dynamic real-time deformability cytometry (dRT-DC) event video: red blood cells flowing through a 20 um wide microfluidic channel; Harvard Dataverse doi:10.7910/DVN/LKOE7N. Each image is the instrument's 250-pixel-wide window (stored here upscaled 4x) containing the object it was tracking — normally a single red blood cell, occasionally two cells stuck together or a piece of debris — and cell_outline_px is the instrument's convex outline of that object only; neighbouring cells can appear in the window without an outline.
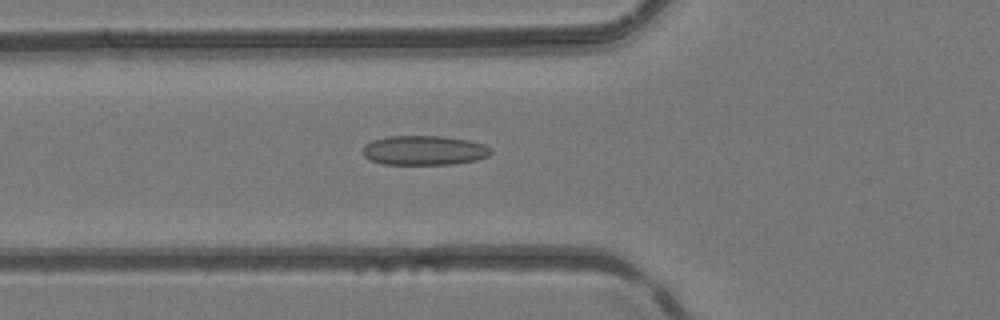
{"species": "common noctule bat (a hibernating species)", "species_latin": "Nyctalus noctula", "temperature_condition": "room temperature", "stored_images_in_passage": 51, "camera_frame_rate_fps": 3000, "um_per_image_px": 0.085, "animal": {"sex": "female", "body_mass_g": 24.6, "forearm_length_mm": 56.2}, "frame": {"image": 1, "passage_image": 19, "time_ms": 6.0, "image_size_px": [1000, 320], "cell_outline_px": [[492, 152], [488, 156], [476, 160], [452, 164], [384, 164], [372, 160], [364, 156], [364, 144], [372, 140], [388, 136], [444, 136], [468, 140], [484, 144], [492, 148]], "centroid_in_image_um": [36.08, 12.77], "position_along_channel_um": 89.7, "area_um2": 22.02}}
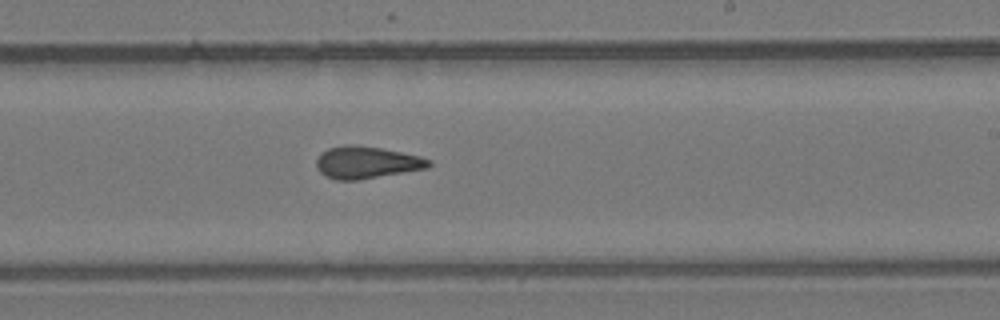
{"frame": {"image": 2, "passage_image": 31, "time_ms": 10.0, "image_size_px": [1000, 320], "cell_outline_px": [[432, 164], [428, 168], [360, 180], [336, 180], [324, 176], [316, 168], [316, 160], [320, 152], [328, 148], [344, 144], [352, 144], [380, 148], [420, 156], [432, 160]], "centroid_in_image_um": [31.13, 13.81], "position_along_channel_um": 257.9, "area_um2": 21.33}}
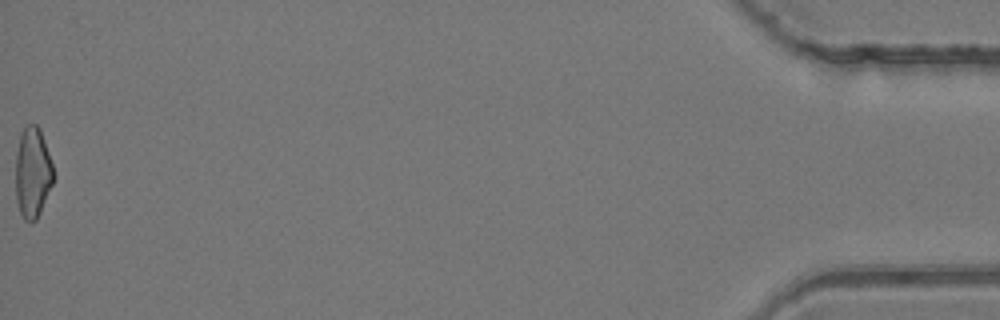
{"frame": {"image": 3, "passage_image": 51, "time_ms": 16.667, "image_size_px": [1000, 320], "cell_outline_px": [[56, 176], [40, 212], [36, 220], [32, 224], [28, 224], [24, 220], [20, 212], [16, 200], [16, 152], [20, 132], [28, 124], [36, 124], [40, 128]], "centroid_in_image_um": [2.78, 14.69], "position_along_channel_um": 432.4, "area_um2": 20.29}, "authors_computed_cell_mechanics": {"area_um2": 21.097, "velocity_mm_per_s": 4.1822, "shape_relaxation_time_tau1_ms": null, "shape_relaxation_time_tau2_ms": 2.544, "deformation_change_tau1": null, "deformation_change_tau2": 0.1194}}